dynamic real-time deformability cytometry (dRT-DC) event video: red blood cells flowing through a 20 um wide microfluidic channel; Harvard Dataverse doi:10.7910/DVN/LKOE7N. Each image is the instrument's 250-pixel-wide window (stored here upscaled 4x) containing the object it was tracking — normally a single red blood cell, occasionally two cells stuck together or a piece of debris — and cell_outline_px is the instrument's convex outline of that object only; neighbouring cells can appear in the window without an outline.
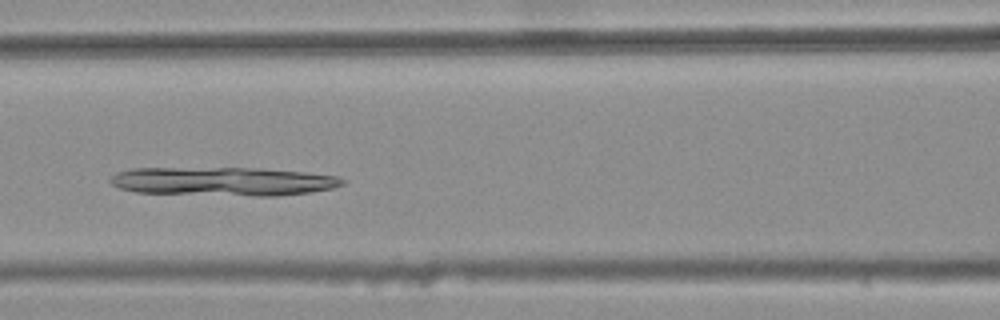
{"species": "common noctule bat (a hibernating species)", "species_latin": "Nyctalus noctula", "temperature_condition": "warm", "stored_images_in_passage": 30, "camera_frame_rate_fps": 3000, "um_per_image_px": 0.085, "animal": {"sex": "female", "body_mass_g": 25.1}, "frame": {"image": 1, "passage_image": 9, "time_ms": 2.667, "image_size_px": [1000, 320], "cell_outline_px": [[344, 184], [332, 188], [308, 192], [276, 196], [252, 196], [136, 192], [120, 188], [112, 184], [108, 180], [116, 172], [132, 168], [260, 168], [304, 172], [340, 176], [344, 180]], "centroid_in_image_um": [18.96, 15.41], "position_along_channel_um": 147.6, "area_um2": 38.84}}
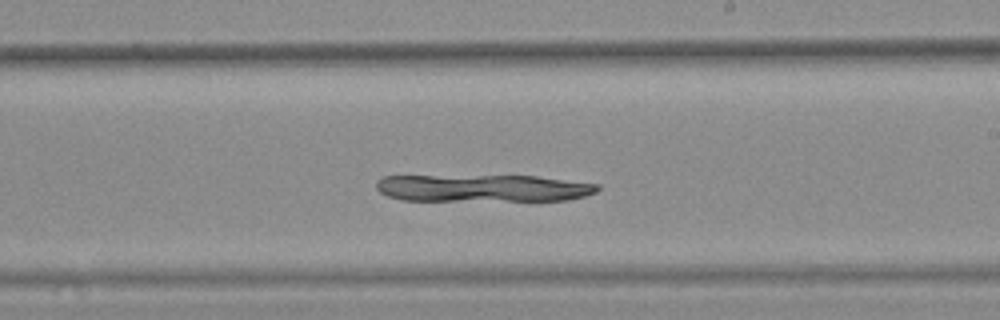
{"frame": {"image": 2, "passage_image": 17, "time_ms": 5.333, "image_size_px": [1000, 320], "cell_outline_px": [[600, 188], [596, 192], [584, 196], [568, 200], [400, 200], [388, 196], [380, 192], [376, 188], [376, 180], [384, 176], [536, 176], [600, 184]], "centroid_in_image_um": [41.05, 15.99], "position_along_channel_um": 247.9, "area_um2": 35.03}}
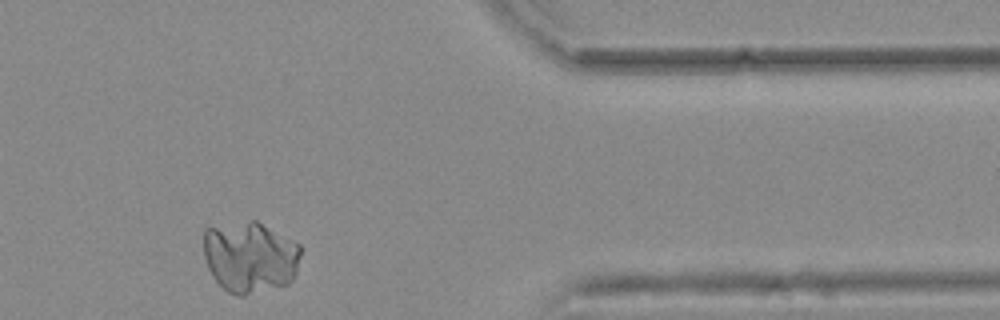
{"frame": {"image": 3, "passage_image": 30, "time_ms": 9.667, "image_size_px": [1000, 320], "cell_outline_px": [[300, 252], [296, 272], [292, 280], [288, 284], [244, 296], [240, 296], [228, 292], [212, 276], [208, 268], [204, 256], [204, 228], [252, 220], [256, 220], [300, 244]], "centroid_in_image_um": [21.24, 21.85], "position_along_channel_um": 390.2, "area_um2": 40.4}}